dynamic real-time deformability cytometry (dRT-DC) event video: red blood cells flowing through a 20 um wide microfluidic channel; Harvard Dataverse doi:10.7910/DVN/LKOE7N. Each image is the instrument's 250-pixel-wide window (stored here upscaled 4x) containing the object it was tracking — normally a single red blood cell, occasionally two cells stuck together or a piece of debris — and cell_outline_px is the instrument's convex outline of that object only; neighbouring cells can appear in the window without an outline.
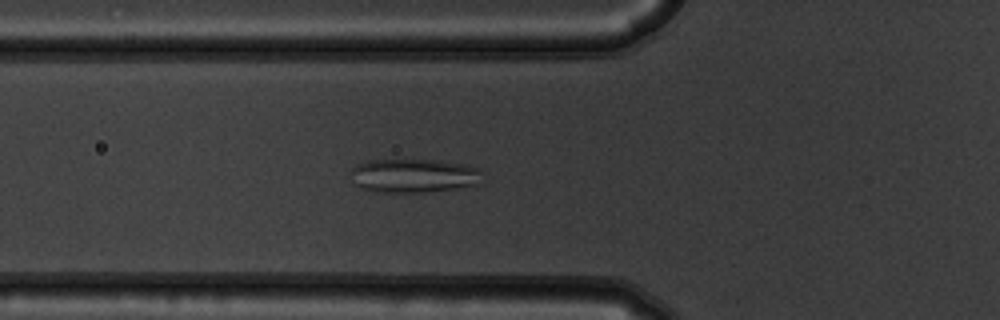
{"species": "common noctule bat (a hibernating species)", "species_latin": "Nyctalus noctula", "temperature_condition": "warm", "stored_images_in_passage": 53, "camera_frame_rate_fps": 3000, "um_per_image_px": 0.085, "animal": {"sex": "male", "body_mass_g": 19.5, "forearm_length_mm": 54.6}, "frame": {"image": 1, "passage_image": 19, "time_ms": 6.0, "image_size_px": [1000, 320], "cell_outline_px": [[480, 184], [432, 192], [376, 192], [360, 188], [352, 184], [348, 180], [348, 172], [356, 164], [368, 160], [440, 160], [468, 164], [480, 168]], "centroid_in_image_um": [35.09, 14.93], "position_along_channel_um": 90.7, "area_um2": 26.7}}
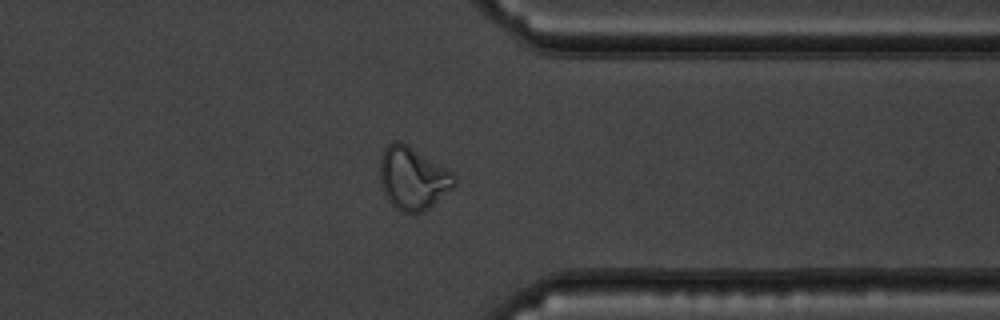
{"frame": {"image": 2, "passage_image": 42, "time_ms": 13.667, "image_size_px": [1000, 320], "cell_outline_px": [[456, 184], [452, 188], [424, 212], [404, 212], [396, 208], [388, 200], [380, 184], [380, 156], [384, 148], [388, 144], [396, 140], [408, 144], [452, 172], [456, 176]], "centroid_in_image_um": [35.07, 15.13], "position_along_channel_um": 376.3, "area_um2": 27.11}}
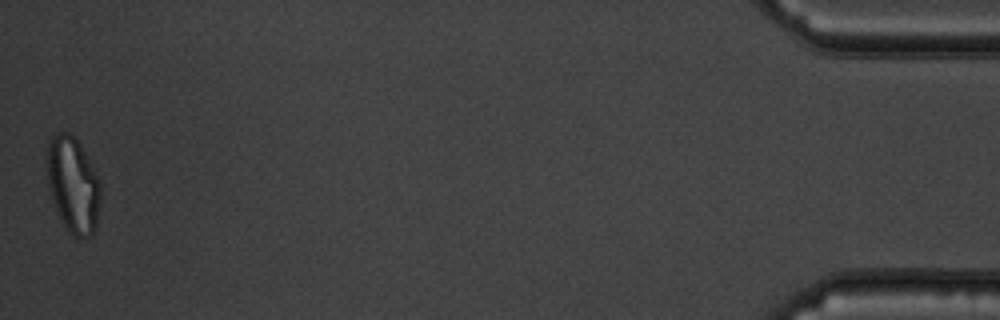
{"frame": {"image": 3, "passage_image": 53, "time_ms": 17.333, "image_size_px": [1000, 320], "cell_outline_px": [[100, 204], [96, 224], [92, 232], [88, 236], [76, 236], [64, 224], [56, 208], [52, 196], [48, 180], [48, 144], [52, 136], [56, 132], [68, 132], [80, 144], [100, 180]], "centroid_in_image_um": [6.23, 15.66], "position_along_channel_um": 429.0, "area_um2": 28.96}, "authors_computed_cell_mechanics": {"area_um2": 27.2238, "velocity_mm_per_s": 3.769, "shape_relaxation_time_tau1_ms": null, "shape_relaxation_time_tau2_ms": 0.9297, "deformation_change_tau1": null, "deformation_change_tau2": 0.0808}}